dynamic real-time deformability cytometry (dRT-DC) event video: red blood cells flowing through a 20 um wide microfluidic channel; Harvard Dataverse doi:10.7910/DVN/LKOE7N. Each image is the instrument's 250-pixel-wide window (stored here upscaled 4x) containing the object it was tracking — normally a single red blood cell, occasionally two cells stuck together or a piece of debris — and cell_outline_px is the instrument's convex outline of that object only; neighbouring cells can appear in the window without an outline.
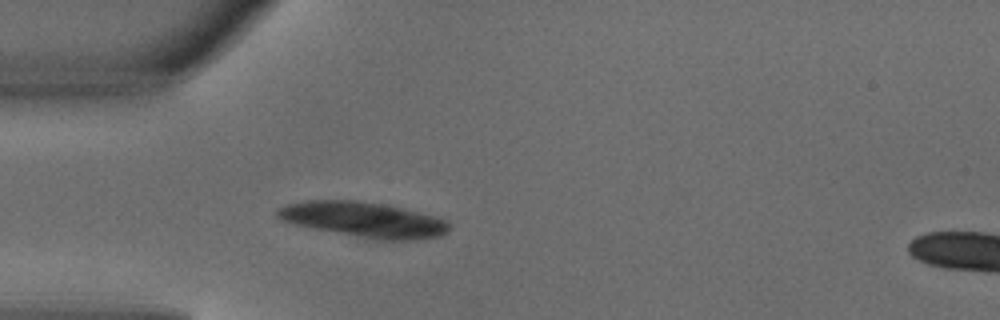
{"species": "common noctule bat (a hibernating species)", "species_latin": "Nyctalus noctula", "temperature_condition": "warm", "stored_images_in_passage": 2, "segment_of_instrument_passage": [1, 2], "camera_frame_rate_fps": 3000, "um_per_image_px": 0.085, "animal": {"sex": "male", "body_mass_g": 18.8}, "frame": {"image": 1, "passage_image": 1, "time_ms": 0.0, "image_size_px": [1000, 320], "cell_outline_px": [[448, 232], [440, 236], [416, 240], [376, 240], [312, 228], [292, 224], [280, 220], [276, 216], [276, 208], [288, 204], [308, 200], [356, 200], [380, 204], [400, 208], [448, 220]], "centroid_in_image_um": [30.86, 18.68], "position_along_channel_um": 54.1, "area_um2": 35.14}}